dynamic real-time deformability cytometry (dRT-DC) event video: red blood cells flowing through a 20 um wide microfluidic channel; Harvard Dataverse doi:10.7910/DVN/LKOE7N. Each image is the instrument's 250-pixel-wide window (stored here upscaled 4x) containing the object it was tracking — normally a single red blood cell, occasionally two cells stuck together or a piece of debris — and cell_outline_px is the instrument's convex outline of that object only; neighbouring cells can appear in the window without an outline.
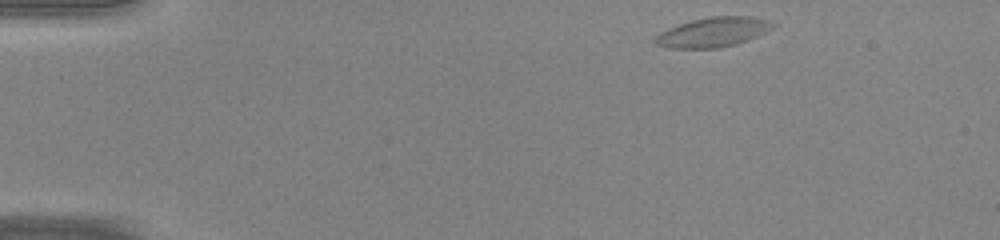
{"species": "common noctule bat (a hibernating species)", "species_latin": "Nyctalus noctula", "temperature_condition": "warm", "stored_images_in_passage": 41, "camera_frame_rate_fps": 3000, "um_per_image_px": 0.085, "animal": {"sex": "male", "body_mass_g": 20.0, "forearm_length_mm": 53.3}, "frame": {"image": 1, "passage_image": 1, "time_ms": 0.0, "image_size_px": [1000, 240], "cell_outline_px": [[776, 24], [772, 28], [748, 40], [736, 44], [720, 48], [672, 48], [656, 44], [656, 36], [660, 32], [668, 28], [692, 20], [712, 16], [752, 16], [772, 20]], "centroid_in_image_um": [60.66, 2.72], "position_along_channel_um": 24.3, "area_um2": 20.23}}
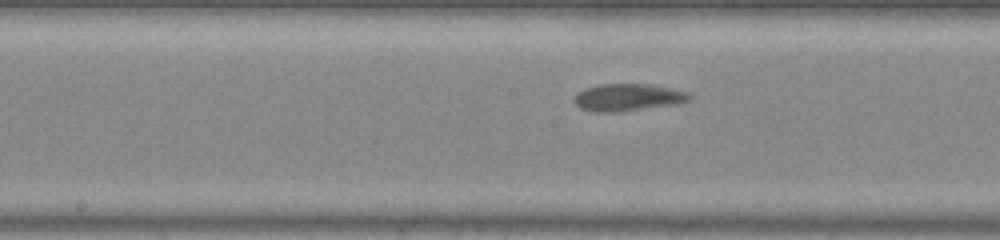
{"frame": {"image": 2, "passage_image": 19, "time_ms": 6.0, "image_size_px": [1000, 240], "cell_outline_px": [[692, 100], [680, 104], [620, 112], [596, 112], [580, 108], [572, 100], [580, 92], [588, 88], [600, 84], [648, 84], [668, 88], [684, 92], [692, 96]], "centroid_in_image_um": [53.4, 8.3], "position_along_channel_um": 194.8, "area_um2": 18.21}}
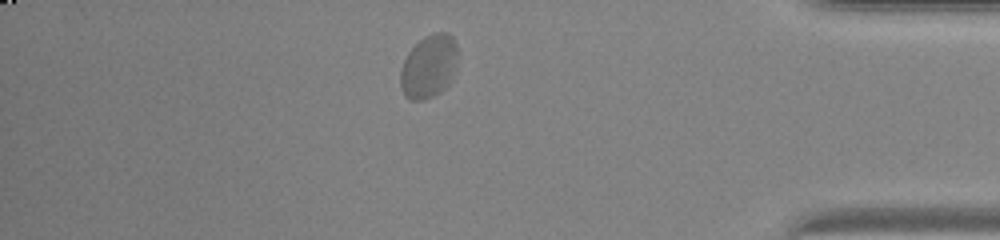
{"frame": {"image": 3, "passage_image": 35, "time_ms": 11.333, "image_size_px": [1000, 240], "cell_outline_px": [[456, 64], [452, 76], [448, 84], [440, 92], [424, 100], [408, 100], [404, 96], [400, 84], [400, 72], [404, 60], [408, 52], [424, 36], [432, 32], [448, 32], [452, 36], [456, 44]], "centroid_in_image_um": [36.43, 5.64], "position_along_channel_um": 398.8, "area_um2": 21.1}}